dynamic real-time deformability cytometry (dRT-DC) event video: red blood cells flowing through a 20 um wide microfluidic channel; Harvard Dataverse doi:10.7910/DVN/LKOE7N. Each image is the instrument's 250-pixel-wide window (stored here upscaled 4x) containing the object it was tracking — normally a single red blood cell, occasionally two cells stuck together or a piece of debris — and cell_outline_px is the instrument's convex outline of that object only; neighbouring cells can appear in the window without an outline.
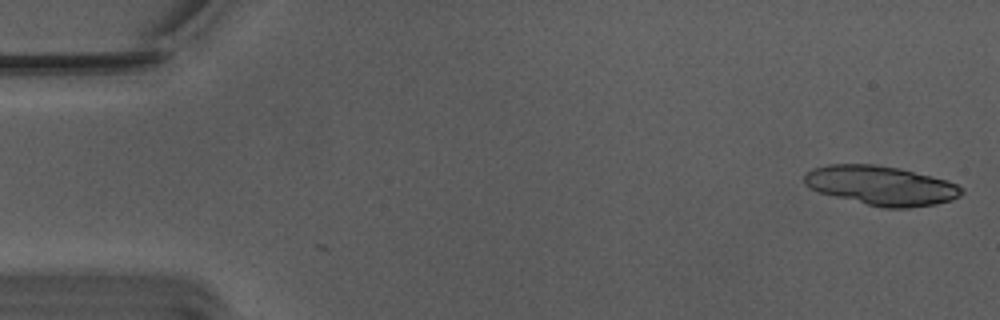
{"species": "Egyptian fruit bat (a non-hibernating species)", "species_latin": "Rousettus aegyptiacus", "temperature_condition": "warm", "stored_images_in_passage": 3, "camera_frame_rate_fps": 3000, "um_per_image_px": 0.085, "animal": {"sex": "male"}, "frame": {"image": 1, "passage_image": 1, "time_ms": 0.0, "image_size_px": [1000, 320], "cell_outline_px": [[964, 192], [960, 196], [952, 200], [936, 204], [908, 208], [884, 208], [820, 192], [804, 184], [804, 176], [812, 168], [828, 164], [876, 164], [900, 168], [948, 180], [964, 188]], "centroid_in_image_um": [74.95, 15.76], "position_along_channel_um": 10.1, "area_um2": 35.95}}